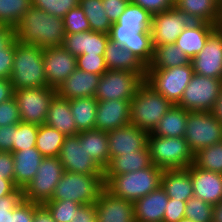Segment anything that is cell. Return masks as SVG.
Wrapping results in <instances>:
<instances>
[{
  "mask_svg": "<svg viewBox=\"0 0 222 222\" xmlns=\"http://www.w3.org/2000/svg\"><path fill=\"white\" fill-rule=\"evenodd\" d=\"M15 28L16 40L40 48L60 47L65 38L63 19L31 6Z\"/></svg>",
  "mask_w": 222,
  "mask_h": 222,
  "instance_id": "6da1fadb",
  "label": "cell"
},
{
  "mask_svg": "<svg viewBox=\"0 0 222 222\" xmlns=\"http://www.w3.org/2000/svg\"><path fill=\"white\" fill-rule=\"evenodd\" d=\"M163 169L151 164L121 175H104L105 189L116 197L135 202L161 186Z\"/></svg>",
  "mask_w": 222,
  "mask_h": 222,
  "instance_id": "7a4b0ae2",
  "label": "cell"
},
{
  "mask_svg": "<svg viewBox=\"0 0 222 222\" xmlns=\"http://www.w3.org/2000/svg\"><path fill=\"white\" fill-rule=\"evenodd\" d=\"M10 82L14 90L48 87L43 63V48L15 41Z\"/></svg>",
  "mask_w": 222,
  "mask_h": 222,
  "instance_id": "3957f363",
  "label": "cell"
},
{
  "mask_svg": "<svg viewBox=\"0 0 222 222\" xmlns=\"http://www.w3.org/2000/svg\"><path fill=\"white\" fill-rule=\"evenodd\" d=\"M173 104L146 82L130 102V124L151 133Z\"/></svg>",
  "mask_w": 222,
  "mask_h": 222,
  "instance_id": "277c9868",
  "label": "cell"
},
{
  "mask_svg": "<svg viewBox=\"0 0 222 222\" xmlns=\"http://www.w3.org/2000/svg\"><path fill=\"white\" fill-rule=\"evenodd\" d=\"M147 148L152 164L160 169H186L193 164L194 154L185 137H160L149 133Z\"/></svg>",
  "mask_w": 222,
  "mask_h": 222,
  "instance_id": "5b68a950",
  "label": "cell"
},
{
  "mask_svg": "<svg viewBox=\"0 0 222 222\" xmlns=\"http://www.w3.org/2000/svg\"><path fill=\"white\" fill-rule=\"evenodd\" d=\"M105 188L104 174L64 171L51 200H71L80 205L95 203Z\"/></svg>",
  "mask_w": 222,
  "mask_h": 222,
  "instance_id": "8992f818",
  "label": "cell"
},
{
  "mask_svg": "<svg viewBox=\"0 0 222 222\" xmlns=\"http://www.w3.org/2000/svg\"><path fill=\"white\" fill-rule=\"evenodd\" d=\"M193 75L191 63L167 69H147L145 82L172 104L177 105Z\"/></svg>",
  "mask_w": 222,
  "mask_h": 222,
  "instance_id": "52a82bcc",
  "label": "cell"
},
{
  "mask_svg": "<svg viewBox=\"0 0 222 222\" xmlns=\"http://www.w3.org/2000/svg\"><path fill=\"white\" fill-rule=\"evenodd\" d=\"M146 73H134L122 70H107L99 80L95 98L104 100H127L136 95L145 82Z\"/></svg>",
  "mask_w": 222,
  "mask_h": 222,
  "instance_id": "ba28073f",
  "label": "cell"
},
{
  "mask_svg": "<svg viewBox=\"0 0 222 222\" xmlns=\"http://www.w3.org/2000/svg\"><path fill=\"white\" fill-rule=\"evenodd\" d=\"M184 137L195 154L222 141V124L210 112L189 111Z\"/></svg>",
  "mask_w": 222,
  "mask_h": 222,
  "instance_id": "9c48e42d",
  "label": "cell"
},
{
  "mask_svg": "<svg viewBox=\"0 0 222 222\" xmlns=\"http://www.w3.org/2000/svg\"><path fill=\"white\" fill-rule=\"evenodd\" d=\"M63 172L58 157H44L34 178L23 189L24 200L37 204L51 200Z\"/></svg>",
  "mask_w": 222,
  "mask_h": 222,
  "instance_id": "30bf717a",
  "label": "cell"
},
{
  "mask_svg": "<svg viewBox=\"0 0 222 222\" xmlns=\"http://www.w3.org/2000/svg\"><path fill=\"white\" fill-rule=\"evenodd\" d=\"M56 89L51 87L14 90L22 122L45 124L51 101L56 96Z\"/></svg>",
  "mask_w": 222,
  "mask_h": 222,
  "instance_id": "8fae6325",
  "label": "cell"
},
{
  "mask_svg": "<svg viewBox=\"0 0 222 222\" xmlns=\"http://www.w3.org/2000/svg\"><path fill=\"white\" fill-rule=\"evenodd\" d=\"M221 89L222 79L194 73L177 105L188 111L210 112Z\"/></svg>",
  "mask_w": 222,
  "mask_h": 222,
  "instance_id": "7c38bea8",
  "label": "cell"
},
{
  "mask_svg": "<svg viewBox=\"0 0 222 222\" xmlns=\"http://www.w3.org/2000/svg\"><path fill=\"white\" fill-rule=\"evenodd\" d=\"M194 19L187 13L179 11L175 6L152 15L151 35L153 46L172 44Z\"/></svg>",
  "mask_w": 222,
  "mask_h": 222,
  "instance_id": "4fadbf2b",
  "label": "cell"
},
{
  "mask_svg": "<svg viewBox=\"0 0 222 222\" xmlns=\"http://www.w3.org/2000/svg\"><path fill=\"white\" fill-rule=\"evenodd\" d=\"M58 158L64 171L87 175L104 174V170L88 154L85 142H80L78 135L66 136Z\"/></svg>",
  "mask_w": 222,
  "mask_h": 222,
  "instance_id": "5bb4252c",
  "label": "cell"
},
{
  "mask_svg": "<svg viewBox=\"0 0 222 222\" xmlns=\"http://www.w3.org/2000/svg\"><path fill=\"white\" fill-rule=\"evenodd\" d=\"M195 74L222 79V30L214 29L204 48L191 60Z\"/></svg>",
  "mask_w": 222,
  "mask_h": 222,
  "instance_id": "9a60e30c",
  "label": "cell"
},
{
  "mask_svg": "<svg viewBox=\"0 0 222 222\" xmlns=\"http://www.w3.org/2000/svg\"><path fill=\"white\" fill-rule=\"evenodd\" d=\"M47 86L57 89L77 68L76 56L62 46L43 49Z\"/></svg>",
  "mask_w": 222,
  "mask_h": 222,
  "instance_id": "2e32d148",
  "label": "cell"
},
{
  "mask_svg": "<svg viewBox=\"0 0 222 222\" xmlns=\"http://www.w3.org/2000/svg\"><path fill=\"white\" fill-rule=\"evenodd\" d=\"M110 160L120 154H128L147 148L149 133L134 124L107 132Z\"/></svg>",
  "mask_w": 222,
  "mask_h": 222,
  "instance_id": "e0dca14e",
  "label": "cell"
},
{
  "mask_svg": "<svg viewBox=\"0 0 222 222\" xmlns=\"http://www.w3.org/2000/svg\"><path fill=\"white\" fill-rule=\"evenodd\" d=\"M95 205L98 222H135L134 202L116 197L105 188Z\"/></svg>",
  "mask_w": 222,
  "mask_h": 222,
  "instance_id": "ac0fdd59",
  "label": "cell"
},
{
  "mask_svg": "<svg viewBox=\"0 0 222 222\" xmlns=\"http://www.w3.org/2000/svg\"><path fill=\"white\" fill-rule=\"evenodd\" d=\"M130 102L113 99L98 101L95 129L108 132L129 124Z\"/></svg>",
  "mask_w": 222,
  "mask_h": 222,
  "instance_id": "d6986e66",
  "label": "cell"
},
{
  "mask_svg": "<svg viewBox=\"0 0 222 222\" xmlns=\"http://www.w3.org/2000/svg\"><path fill=\"white\" fill-rule=\"evenodd\" d=\"M193 195L206 203L217 205L222 200V174L190 165Z\"/></svg>",
  "mask_w": 222,
  "mask_h": 222,
  "instance_id": "ffe728a7",
  "label": "cell"
},
{
  "mask_svg": "<svg viewBox=\"0 0 222 222\" xmlns=\"http://www.w3.org/2000/svg\"><path fill=\"white\" fill-rule=\"evenodd\" d=\"M108 40L109 34L89 30L66 34L62 47L76 57L81 54L104 55Z\"/></svg>",
  "mask_w": 222,
  "mask_h": 222,
  "instance_id": "44dd1931",
  "label": "cell"
},
{
  "mask_svg": "<svg viewBox=\"0 0 222 222\" xmlns=\"http://www.w3.org/2000/svg\"><path fill=\"white\" fill-rule=\"evenodd\" d=\"M100 75L84 72L76 68L74 72L56 89L57 96L63 99L94 97Z\"/></svg>",
  "mask_w": 222,
  "mask_h": 222,
  "instance_id": "7402d4cb",
  "label": "cell"
},
{
  "mask_svg": "<svg viewBox=\"0 0 222 222\" xmlns=\"http://www.w3.org/2000/svg\"><path fill=\"white\" fill-rule=\"evenodd\" d=\"M169 197L160 186L134 202L135 222H163Z\"/></svg>",
  "mask_w": 222,
  "mask_h": 222,
  "instance_id": "603a6c76",
  "label": "cell"
},
{
  "mask_svg": "<svg viewBox=\"0 0 222 222\" xmlns=\"http://www.w3.org/2000/svg\"><path fill=\"white\" fill-rule=\"evenodd\" d=\"M14 158V184L24 189L37 173L44 156L36 148L12 152Z\"/></svg>",
  "mask_w": 222,
  "mask_h": 222,
  "instance_id": "cb8c5ba5",
  "label": "cell"
},
{
  "mask_svg": "<svg viewBox=\"0 0 222 222\" xmlns=\"http://www.w3.org/2000/svg\"><path fill=\"white\" fill-rule=\"evenodd\" d=\"M214 25L206 22H194L187 26L176 39L175 44L192 60L203 48Z\"/></svg>",
  "mask_w": 222,
  "mask_h": 222,
  "instance_id": "d4e9b609",
  "label": "cell"
},
{
  "mask_svg": "<svg viewBox=\"0 0 222 222\" xmlns=\"http://www.w3.org/2000/svg\"><path fill=\"white\" fill-rule=\"evenodd\" d=\"M161 187L172 199L186 202L193 197L190 166L186 169L164 170L161 177Z\"/></svg>",
  "mask_w": 222,
  "mask_h": 222,
  "instance_id": "484cf974",
  "label": "cell"
},
{
  "mask_svg": "<svg viewBox=\"0 0 222 222\" xmlns=\"http://www.w3.org/2000/svg\"><path fill=\"white\" fill-rule=\"evenodd\" d=\"M104 58L108 70L134 73H146L147 70V67L133 53L111 39L107 42Z\"/></svg>",
  "mask_w": 222,
  "mask_h": 222,
  "instance_id": "4316f807",
  "label": "cell"
},
{
  "mask_svg": "<svg viewBox=\"0 0 222 222\" xmlns=\"http://www.w3.org/2000/svg\"><path fill=\"white\" fill-rule=\"evenodd\" d=\"M73 119L69 100L56 95L51 101L45 124L65 136H72L79 133Z\"/></svg>",
  "mask_w": 222,
  "mask_h": 222,
  "instance_id": "83f0119b",
  "label": "cell"
},
{
  "mask_svg": "<svg viewBox=\"0 0 222 222\" xmlns=\"http://www.w3.org/2000/svg\"><path fill=\"white\" fill-rule=\"evenodd\" d=\"M152 164L148 148L128 153L120 154L110 160L104 169V175H121L145 169Z\"/></svg>",
  "mask_w": 222,
  "mask_h": 222,
  "instance_id": "f1b7e54d",
  "label": "cell"
},
{
  "mask_svg": "<svg viewBox=\"0 0 222 222\" xmlns=\"http://www.w3.org/2000/svg\"><path fill=\"white\" fill-rule=\"evenodd\" d=\"M152 15L133 4L131 1L117 22L112 23L111 30H127L132 34L137 32H151Z\"/></svg>",
  "mask_w": 222,
  "mask_h": 222,
  "instance_id": "f546056e",
  "label": "cell"
},
{
  "mask_svg": "<svg viewBox=\"0 0 222 222\" xmlns=\"http://www.w3.org/2000/svg\"><path fill=\"white\" fill-rule=\"evenodd\" d=\"M80 142H85V148L91 158L104 170L110 163L107 132L92 129L77 134Z\"/></svg>",
  "mask_w": 222,
  "mask_h": 222,
  "instance_id": "4dcf8cb0",
  "label": "cell"
},
{
  "mask_svg": "<svg viewBox=\"0 0 222 222\" xmlns=\"http://www.w3.org/2000/svg\"><path fill=\"white\" fill-rule=\"evenodd\" d=\"M188 112L173 104L151 133L160 137H184Z\"/></svg>",
  "mask_w": 222,
  "mask_h": 222,
  "instance_id": "1f68e13d",
  "label": "cell"
},
{
  "mask_svg": "<svg viewBox=\"0 0 222 222\" xmlns=\"http://www.w3.org/2000/svg\"><path fill=\"white\" fill-rule=\"evenodd\" d=\"M191 63V60L175 43L154 46L147 69H167Z\"/></svg>",
  "mask_w": 222,
  "mask_h": 222,
  "instance_id": "d6a6232c",
  "label": "cell"
},
{
  "mask_svg": "<svg viewBox=\"0 0 222 222\" xmlns=\"http://www.w3.org/2000/svg\"><path fill=\"white\" fill-rule=\"evenodd\" d=\"M69 102L78 131L95 129L97 99L95 97H82L71 99Z\"/></svg>",
  "mask_w": 222,
  "mask_h": 222,
  "instance_id": "836d02e7",
  "label": "cell"
},
{
  "mask_svg": "<svg viewBox=\"0 0 222 222\" xmlns=\"http://www.w3.org/2000/svg\"><path fill=\"white\" fill-rule=\"evenodd\" d=\"M174 6L189 14L195 22L214 25L217 16V2L214 0H174Z\"/></svg>",
  "mask_w": 222,
  "mask_h": 222,
  "instance_id": "e575fe53",
  "label": "cell"
},
{
  "mask_svg": "<svg viewBox=\"0 0 222 222\" xmlns=\"http://www.w3.org/2000/svg\"><path fill=\"white\" fill-rule=\"evenodd\" d=\"M66 136L46 124L38 125L36 148L44 157H58Z\"/></svg>",
  "mask_w": 222,
  "mask_h": 222,
  "instance_id": "d590c367",
  "label": "cell"
},
{
  "mask_svg": "<svg viewBox=\"0 0 222 222\" xmlns=\"http://www.w3.org/2000/svg\"><path fill=\"white\" fill-rule=\"evenodd\" d=\"M79 6L88 19L90 30L109 34L112 23L102 5V0H80Z\"/></svg>",
  "mask_w": 222,
  "mask_h": 222,
  "instance_id": "8d00e7d4",
  "label": "cell"
},
{
  "mask_svg": "<svg viewBox=\"0 0 222 222\" xmlns=\"http://www.w3.org/2000/svg\"><path fill=\"white\" fill-rule=\"evenodd\" d=\"M193 165L203 170L222 174V141L196 152Z\"/></svg>",
  "mask_w": 222,
  "mask_h": 222,
  "instance_id": "74e56055",
  "label": "cell"
},
{
  "mask_svg": "<svg viewBox=\"0 0 222 222\" xmlns=\"http://www.w3.org/2000/svg\"><path fill=\"white\" fill-rule=\"evenodd\" d=\"M32 6V0H0V25L15 27Z\"/></svg>",
  "mask_w": 222,
  "mask_h": 222,
  "instance_id": "f35d334b",
  "label": "cell"
},
{
  "mask_svg": "<svg viewBox=\"0 0 222 222\" xmlns=\"http://www.w3.org/2000/svg\"><path fill=\"white\" fill-rule=\"evenodd\" d=\"M153 43L151 32H137L129 40V51L135 55L146 67L153 56Z\"/></svg>",
  "mask_w": 222,
  "mask_h": 222,
  "instance_id": "ab89813d",
  "label": "cell"
},
{
  "mask_svg": "<svg viewBox=\"0 0 222 222\" xmlns=\"http://www.w3.org/2000/svg\"><path fill=\"white\" fill-rule=\"evenodd\" d=\"M38 125L20 122L14 130L13 152L36 146Z\"/></svg>",
  "mask_w": 222,
  "mask_h": 222,
  "instance_id": "60d3db41",
  "label": "cell"
},
{
  "mask_svg": "<svg viewBox=\"0 0 222 222\" xmlns=\"http://www.w3.org/2000/svg\"><path fill=\"white\" fill-rule=\"evenodd\" d=\"M56 222H71L74 213L82 206L71 200H48L43 204Z\"/></svg>",
  "mask_w": 222,
  "mask_h": 222,
  "instance_id": "b9f144b4",
  "label": "cell"
},
{
  "mask_svg": "<svg viewBox=\"0 0 222 222\" xmlns=\"http://www.w3.org/2000/svg\"><path fill=\"white\" fill-rule=\"evenodd\" d=\"M213 205L200 198L191 197L186 201L185 217L194 222H212Z\"/></svg>",
  "mask_w": 222,
  "mask_h": 222,
  "instance_id": "7bdbcfd3",
  "label": "cell"
},
{
  "mask_svg": "<svg viewBox=\"0 0 222 222\" xmlns=\"http://www.w3.org/2000/svg\"><path fill=\"white\" fill-rule=\"evenodd\" d=\"M79 2L80 0H32V6L63 18L71 9L79 6Z\"/></svg>",
  "mask_w": 222,
  "mask_h": 222,
  "instance_id": "ee69618b",
  "label": "cell"
},
{
  "mask_svg": "<svg viewBox=\"0 0 222 222\" xmlns=\"http://www.w3.org/2000/svg\"><path fill=\"white\" fill-rule=\"evenodd\" d=\"M62 19L65 34L80 33L90 30L88 19L80 6L71 9Z\"/></svg>",
  "mask_w": 222,
  "mask_h": 222,
  "instance_id": "f6af8a7d",
  "label": "cell"
},
{
  "mask_svg": "<svg viewBox=\"0 0 222 222\" xmlns=\"http://www.w3.org/2000/svg\"><path fill=\"white\" fill-rule=\"evenodd\" d=\"M77 68L84 72L94 73L102 76L108 69L104 55L81 54L76 57Z\"/></svg>",
  "mask_w": 222,
  "mask_h": 222,
  "instance_id": "bcb514c9",
  "label": "cell"
},
{
  "mask_svg": "<svg viewBox=\"0 0 222 222\" xmlns=\"http://www.w3.org/2000/svg\"><path fill=\"white\" fill-rule=\"evenodd\" d=\"M19 107L15 98L0 103V126H9L20 123Z\"/></svg>",
  "mask_w": 222,
  "mask_h": 222,
  "instance_id": "7dc6e473",
  "label": "cell"
},
{
  "mask_svg": "<svg viewBox=\"0 0 222 222\" xmlns=\"http://www.w3.org/2000/svg\"><path fill=\"white\" fill-rule=\"evenodd\" d=\"M23 199V189L20 188H17L12 194L0 197V222H9V212Z\"/></svg>",
  "mask_w": 222,
  "mask_h": 222,
  "instance_id": "c3c4849f",
  "label": "cell"
},
{
  "mask_svg": "<svg viewBox=\"0 0 222 222\" xmlns=\"http://www.w3.org/2000/svg\"><path fill=\"white\" fill-rule=\"evenodd\" d=\"M34 203L22 200L9 212V222H33Z\"/></svg>",
  "mask_w": 222,
  "mask_h": 222,
  "instance_id": "681fc988",
  "label": "cell"
},
{
  "mask_svg": "<svg viewBox=\"0 0 222 222\" xmlns=\"http://www.w3.org/2000/svg\"><path fill=\"white\" fill-rule=\"evenodd\" d=\"M186 202L169 198L166 205L163 222H178L185 217Z\"/></svg>",
  "mask_w": 222,
  "mask_h": 222,
  "instance_id": "f907efd6",
  "label": "cell"
},
{
  "mask_svg": "<svg viewBox=\"0 0 222 222\" xmlns=\"http://www.w3.org/2000/svg\"><path fill=\"white\" fill-rule=\"evenodd\" d=\"M133 4L140 6L151 15L166 11L174 7V0H130Z\"/></svg>",
  "mask_w": 222,
  "mask_h": 222,
  "instance_id": "816d5d0a",
  "label": "cell"
},
{
  "mask_svg": "<svg viewBox=\"0 0 222 222\" xmlns=\"http://www.w3.org/2000/svg\"><path fill=\"white\" fill-rule=\"evenodd\" d=\"M130 0H102V5L111 23L118 21Z\"/></svg>",
  "mask_w": 222,
  "mask_h": 222,
  "instance_id": "f5cc1de1",
  "label": "cell"
},
{
  "mask_svg": "<svg viewBox=\"0 0 222 222\" xmlns=\"http://www.w3.org/2000/svg\"><path fill=\"white\" fill-rule=\"evenodd\" d=\"M15 53V42L7 49L0 51V78L10 79Z\"/></svg>",
  "mask_w": 222,
  "mask_h": 222,
  "instance_id": "db71d44e",
  "label": "cell"
},
{
  "mask_svg": "<svg viewBox=\"0 0 222 222\" xmlns=\"http://www.w3.org/2000/svg\"><path fill=\"white\" fill-rule=\"evenodd\" d=\"M71 222H98L95 203L82 205L77 212L74 213Z\"/></svg>",
  "mask_w": 222,
  "mask_h": 222,
  "instance_id": "11a10c76",
  "label": "cell"
},
{
  "mask_svg": "<svg viewBox=\"0 0 222 222\" xmlns=\"http://www.w3.org/2000/svg\"><path fill=\"white\" fill-rule=\"evenodd\" d=\"M0 178L14 183V158L12 152L0 151Z\"/></svg>",
  "mask_w": 222,
  "mask_h": 222,
  "instance_id": "9f6ffc18",
  "label": "cell"
},
{
  "mask_svg": "<svg viewBox=\"0 0 222 222\" xmlns=\"http://www.w3.org/2000/svg\"><path fill=\"white\" fill-rule=\"evenodd\" d=\"M17 124L0 126V151L13 152L14 130Z\"/></svg>",
  "mask_w": 222,
  "mask_h": 222,
  "instance_id": "6f0895ef",
  "label": "cell"
},
{
  "mask_svg": "<svg viewBox=\"0 0 222 222\" xmlns=\"http://www.w3.org/2000/svg\"><path fill=\"white\" fill-rule=\"evenodd\" d=\"M15 41V28L0 25V51L7 50Z\"/></svg>",
  "mask_w": 222,
  "mask_h": 222,
  "instance_id": "680465c9",
  "label": "cell"
},
{
  "mask_svg": "<svg viewBox=\"0 0 222 222\" xmlns=\"http://www.w3.org/2000/svg\"><path fill=\"white\" fill-rule=\"evenodd\" d=\"M136 36V33L132 34L131 31L127 30H110L109 39L118 43L125 49L129 50V40L131 37Z\"/></svg>",
  "mask_w": 222,
  "mask_h": 222,
  "instance_id": "91938a15",
  "label": "cell"
},
{
  "mask_svg": "<svg viewBox=\"0 0 222 222\" xmlns=\"http://www.w3.org/2000/svg\"><path fill=\"white\" fill-rule=\"evenodd\" d=\"M33 222H56L43 204L34 203Z\"/></svg>",
  "mask_w": 222,
  "mask_h": 222,
  "instance_id": "94428289",
  "label": "cell"
},
{
  "mask_svg": "<svg viewBox=\"0 0 222 222\" xmlns=\"http://www.w3.org/2000/svg\"><path fill=\"white\" fill-rule=\"evenodd\" d=\"M14 96V88L10 79L0 78V103L5 102Z\"/></svg>",
  "mask_w": 222,
  "mask_h": 222,
  "instance_id": "6125c7cd",
  "label": "cell"
},
{
  "mask_svg": "<svg viewBox=\"0 0 222 222\" xmlns=\"http://www.w3.org/2000/svg\"><path fill=\"white\" fill-rule=\"evenodd\" d=\"M16 189L17 187L11 180L0 178V197L12 194Z\"/></svg>",
  "mask_w": 222,
  "mask_h": 222,
  "instance_id": "be15d7a7",
  "label": "cell"
},
{
  "mask_svg": "<svg viewBox=\"0 0 222 222\" xmlns=\"http://www.w3.org/2000/svg\"><path fill=\"white\" fill-rule=\"evenodd\" d=\"M210 113L222 124V89L214 102Z\"/></svg>",
  "mask_w": 222,
  "mask_h": 222,
  "instance_id": "e7e4bbea",
  "label": "cell"
},
{
  "mask_svg": "<svg viewBox=\"0 0 222 222\" xmlns=\"http://www.w3.org/2000/svg\"><path fill=\"white\" fill-rule=\"evenodd\" d=\"M212 222H222V200L213 206Z\"/></svg>",
  "mask_w": 222,
  "mask_h": 222,
  "instance_id": "03108f58",
  "label": "cell"
},
{
  "mask_svg": "<svg viewBox=\"0 0 222 222\" xmlns=\"http://www.w3.org/2000/svg\"><path fill=\"white\" fill-rule=\"evenodd\" d=\"M214 27L218 30H222V1L217 3V16Z\"/></svg>",
  "mask_w": 222,
  "mask_h": 222,
  "instance_id": "003e7915",
  "label": "cell"
},
{
  "mask_svg": "<svg viewBox=\"0 0 222 222\" xmlns=\"http://www.w3.org/2000/svg\"><path fill=\"white\" fill-rule=\"evenodd\" d=\"M178 222H194V221L189 218L184 217V218L180 219Z\"/></svg>",
  "mask_w": 222,
  "mask_h": 222,
  "instance_id": "a7ac6f4b",
  "label": "cell"
}]
</instances>
